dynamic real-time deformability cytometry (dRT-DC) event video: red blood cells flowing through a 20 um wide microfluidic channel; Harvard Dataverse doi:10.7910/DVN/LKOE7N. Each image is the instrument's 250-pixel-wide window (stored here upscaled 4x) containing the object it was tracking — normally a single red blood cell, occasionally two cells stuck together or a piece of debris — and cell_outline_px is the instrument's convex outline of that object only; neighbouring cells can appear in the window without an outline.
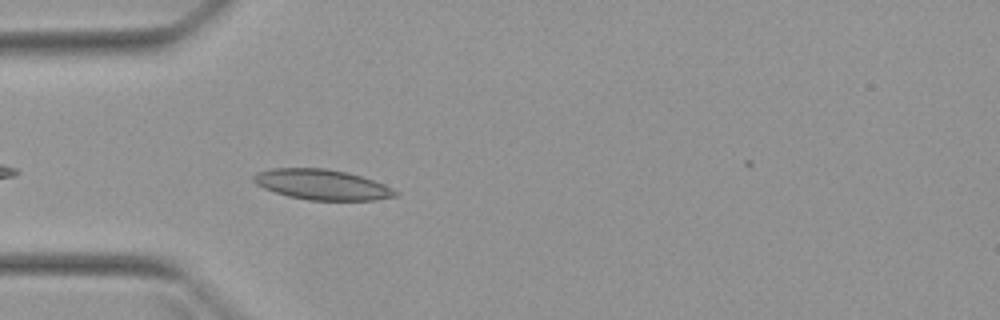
{"species": "Egyptian fruit bat (a non-hibernating species)", "species_latin": "Rousettus aegyptiacus", "temperature_condition": "warm", "stored_images_in_passage": 4, "camera_frame_rate_fps": 3000, "um_per_image_px": 0.085, "animal": {"sex": "female"}, "frame": {"image": 1, "passage_image": 4, "time_ms": 4.667, "image_size_px": [1000, 320], "cell_outline_px": [[400, 196], [376, 200], [308, 200], [288, 196], [264, 188], [256, 184], [252, 180], [252, 176], [256, 172], [272, 168], [324, 168], [348, 172], [384, 184], [400, 192]], "centroid_in_image_um": [27.39, 15.69], "position_along_channel_um": 57.6, "area_um2": 25.2}}